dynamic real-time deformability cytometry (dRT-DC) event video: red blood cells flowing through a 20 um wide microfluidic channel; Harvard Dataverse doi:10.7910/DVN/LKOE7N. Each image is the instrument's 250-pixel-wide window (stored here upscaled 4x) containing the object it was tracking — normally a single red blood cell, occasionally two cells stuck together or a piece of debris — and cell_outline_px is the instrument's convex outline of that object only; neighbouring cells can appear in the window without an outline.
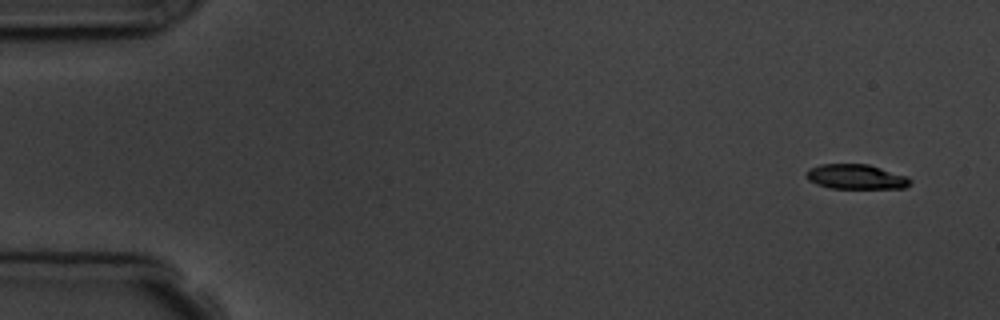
{"species": "common noctule bat (a hibernating species)", "species_latin": "Nyctalus noctula", "temperature_condition": "room temperature", "stored_images_in_passage": 5, "camera_frame_rate_fps": 3000, "um_per_image_px": 0.085, "animal": {"sex": "male", "body_mass_g": 19.5, "forearm_length_mm": 54.6}, "frame": {"image": 1, "passage_image": 1, "time_ms": 0.0, "image_size_px": [1000, 320], "cell_outline_px": [[912, 184], [904, 188], [828, 188], [816, 184], [808, 180], [804, 176], [804, 172], [820, 164], [868, 164], [908, 176], [912, 180]], "centroid_in_image_um": [72.76, 15.03], "position_along_channel_um": 12.2, "area_um2": 15.2}}